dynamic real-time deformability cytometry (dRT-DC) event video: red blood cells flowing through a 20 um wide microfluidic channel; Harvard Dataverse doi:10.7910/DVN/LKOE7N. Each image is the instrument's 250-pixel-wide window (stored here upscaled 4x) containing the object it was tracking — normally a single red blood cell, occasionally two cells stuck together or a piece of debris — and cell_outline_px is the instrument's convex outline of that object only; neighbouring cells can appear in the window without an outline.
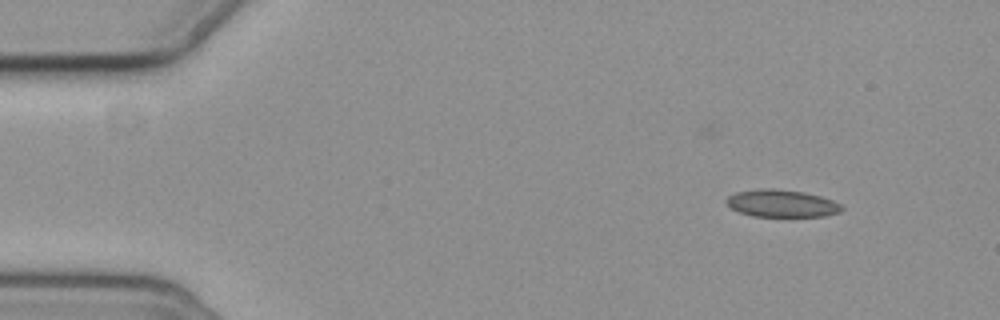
{"species": "common noctule bat (a hibernating species)", "species_latin": "Nyctalus noctula", "temperature_condition": "cold", "stored_images_in_passage": 4, "camera_frame_rate_fps": 3000, "um_per_image_px": 0.085, "animal": {"sex": "female", "body_mass_g": 19.3, "forearm_length_mm": 54.1}, "frame": {"image": 1, "passage_image": 1, "time_ms": 0.0, "image_size_px": [1000, 320], "cell_outline_px": [[844, 208], [840, 212], [824, 216], [752, 216], [740, 212], [732, 208], [724, 200], [728, 196], [736, 192], [760, 188], [772, 188], [804, 192], [820, 196], [832, 200], [840, 204]], "centroid_in_image_um": [66.44, 17.28], "position_along_channel_um": 18.6, "area_um2": 18.32}}
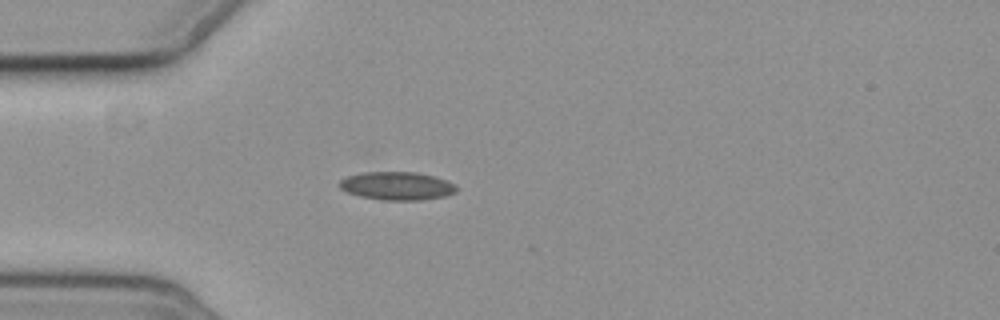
{"frame": {"image": 2, "passage_image": 4, "time_ms": 3.333, "image_size_px": [1000, 320], "cell_outline_px": [[460, 188], [456, 192], [448, 196], [420, 200], [380, 200], [360, 196], [348, 192], [340, 188], [340, 180], [348, 176], [360, 172], [416, 172], [432, 176], [456, 184]], "centroid_in_image_um": [33.78, 15.81], "position_along_channel_um": 51.2, "area_um2": 19.31}}